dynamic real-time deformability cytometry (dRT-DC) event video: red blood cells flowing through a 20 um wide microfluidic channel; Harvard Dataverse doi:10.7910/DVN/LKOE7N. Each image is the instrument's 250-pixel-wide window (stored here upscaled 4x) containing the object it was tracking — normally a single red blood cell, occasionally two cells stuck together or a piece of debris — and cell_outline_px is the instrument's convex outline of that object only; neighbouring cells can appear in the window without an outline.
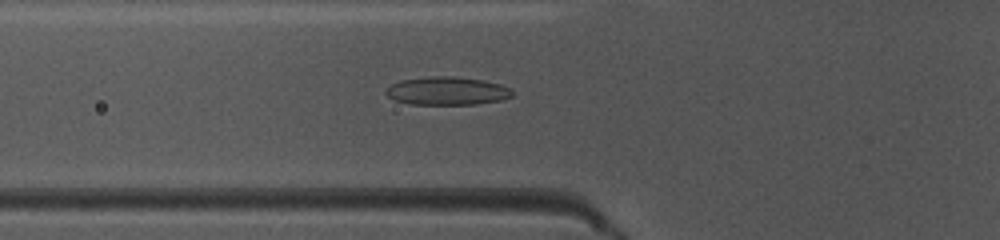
{"species": "common noctule bat (a hibernating species)", "species_latin": "Nyctalus noctula", "temperature_condition": "warm", "stored_images_in_passage": 49, "camera_frame_rate_fps": 3000, "um_per_image_px": 0.085, "animal": {"sex": "female", "body_mass_g": 10.0, "forearm_length_mm": 53.1}, "frame": {"image": 1, "passage_image": 18, "time_ms": 5.667, "image_size_px": [1000, 240], "cell_outline_px": [[512, 96], [500, 100], [476, 104], [412, 104], [396, 100], [388, 96], [384, 92], [392, 84], [400, 80], [432, 76], [456, 76], [484, 80], [500, 84], [508, 88], [512, 92]], "centroid_in_image_um": [38.0, 7.72], "position_along_channel_um": 87.8, "area_um2": 20.58}}
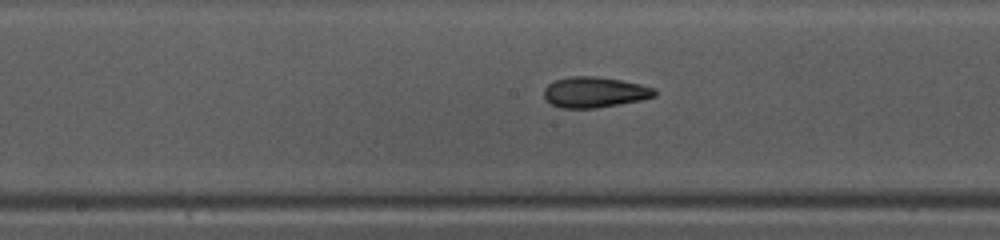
{"frame": {"image": 2, "passage_image": 26, "time_ms": 8.333, "image_size_px": [1000, 240], "cell_outline_px": [[656, 96], [644, 100], [596, 108], [560, 108], [552, 104], [544, 96], [544, 88], [548, 84], [556, 80], [568, 76], [596, 76], [620, 80], [640, 84], [656, 88]], "centroid_in_image_um": [50.57, 7.84], "position_along_channel_um": 197.6, "area_um2": 19.88}}
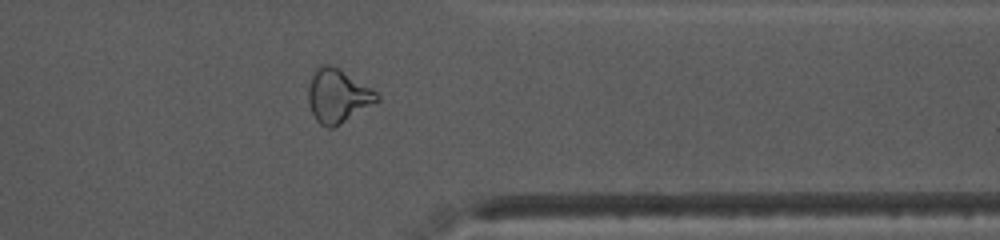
{"frame": {"image": 3, "passage_image": 40, "time_ms": 13.0, "image_size_px": [1000, 240], "cell_outline_px": [[380, 100], [340, 124], [332, 128], [328, 128], [320, 124], [316, 120], [308, 104], [308, 88], [312, 76], [316, 68], [320, 64], [328, 64], [340, 68], [372, 88], [380, 96]], "centroid_in_image_um": [28.71, 8.13], "position_along_channel_um": 382.7, "area_um2": 21.5}, "authors_computed_cell_mechanics": {"area_um2": 20.1144, "velocity_mm_per_s": 4.059, "shape_relaxation_time_tau1_ms": null, "shape_relaxation_time_tau2_ms": 2.3032, "deformation_change_tau1": null, "deformation_change_tau2": 0.0963}}